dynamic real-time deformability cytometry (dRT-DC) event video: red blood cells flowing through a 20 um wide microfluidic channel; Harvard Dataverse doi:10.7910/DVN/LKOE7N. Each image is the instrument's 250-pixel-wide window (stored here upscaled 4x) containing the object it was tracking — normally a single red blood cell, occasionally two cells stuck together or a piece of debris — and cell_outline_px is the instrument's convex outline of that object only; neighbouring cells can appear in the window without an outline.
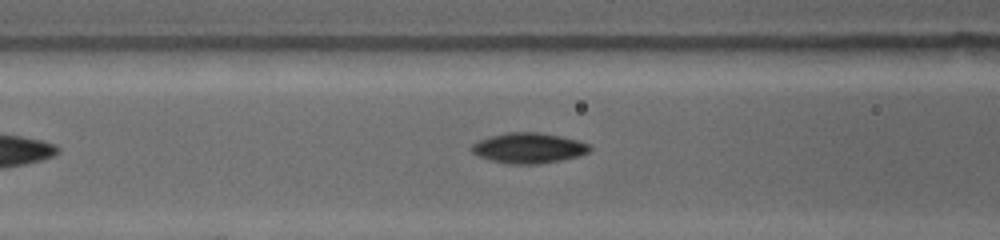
{"species": "common noctule bat (a hibernating species)", "species_latin": "Nyctalus noctula", "temperature_condition": "warm", "stored_images_in_passage": 3, "camera_frame_rate_fps": 4500, "um_per_image_px": 0.085, "animal": {"sex": "female", "body_mass_g": 19.0, "forearm_length_mm": 53.3}, "frame": {"image": 1, "passage_image": 3, "time_ms": 2.444, "image_size_px": [1000, 240], "cell_outline_px": [[592, 148], [588, 152], [580, 156], [560, 160], [536, 164], [508, 164], [492, 160], [480, 156], [472, 152], [472, 144], [488, 136], [504, 132], [540, 132], [580, 140], [588, 144]], "centroid_in_image_um": [44.95, 12.57], "position_along_channel_um": 121.6, "area_um2": 20.92}}